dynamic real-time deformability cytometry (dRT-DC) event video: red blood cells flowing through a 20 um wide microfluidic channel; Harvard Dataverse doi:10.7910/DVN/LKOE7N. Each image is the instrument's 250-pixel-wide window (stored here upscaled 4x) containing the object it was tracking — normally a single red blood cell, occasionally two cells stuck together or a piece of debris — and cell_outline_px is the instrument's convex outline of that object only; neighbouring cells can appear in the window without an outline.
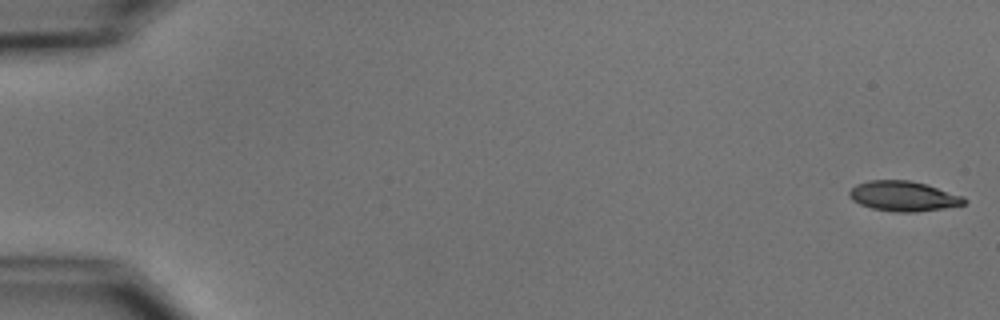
{"species": "common noctule bat (a hibernating species)", "species_latin": "Nyctalus noctula", "temperature_condition": "cold", "stored_images_in_passage": 5, "camera_frame_rate_fps": 3000, "um_per_image_px": 0.085, "animal": {"sex": "male", "body_mass_g": 15.6}, "frame": {"image": 1, "passage_image": 1, "time_ms": 0.0, "image_size_px": [1000, 320], "cell_outline_px": [[968, 200], [964, 204], [944, 208], [916, 212], [892, 212], [872, 208], [860, 204], [852, 200], [848, 196], [848, 192], [856, 184], [868, 180], [908, 180], [924, 184], [964, 196]], "centroid_in_image_um": [76.77, 16.68], "position_along_channel_um": 8.2, "area_um2": 20.11}}